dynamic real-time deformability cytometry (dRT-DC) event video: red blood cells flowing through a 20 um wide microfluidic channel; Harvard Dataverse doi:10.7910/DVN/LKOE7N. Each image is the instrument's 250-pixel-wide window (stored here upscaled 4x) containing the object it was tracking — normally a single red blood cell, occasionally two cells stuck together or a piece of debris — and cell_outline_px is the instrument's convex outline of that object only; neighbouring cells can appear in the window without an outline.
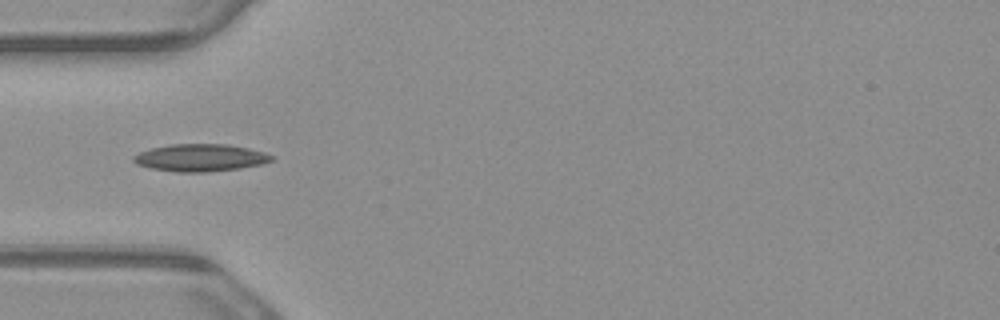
{"species": "common noctule bat (a hibernating species)", "species_latin": "Nyctalus noctula", "temperature_condition": "warm", "stored_images_in_passage": 6, "camera_frame_rate_fps": 3000, "um_per_image_px": 0.085, "animal": {"sex": "male", "body_mass_g": 23.1, "forearm_length_mm": 52.7}, "frame": {"image": 1, "passage_image": 5, "time_ms": 1.333, "image_size_px": [1000, 320], "cell_outline_px": [[272, 160], [260, 164], [240, 168], [208, 172], [176, 172], [152, 168], [136, 164], [132, 160], [132, 156], [140, 152], [152, 148], [172, 144], [224, 144], [248, 148], [264, 152], [272, 156]], "centroid_in_image_um": [16.99, 13.41], "position_along_channel_um": 68.0, "area_um2": 21.79}}
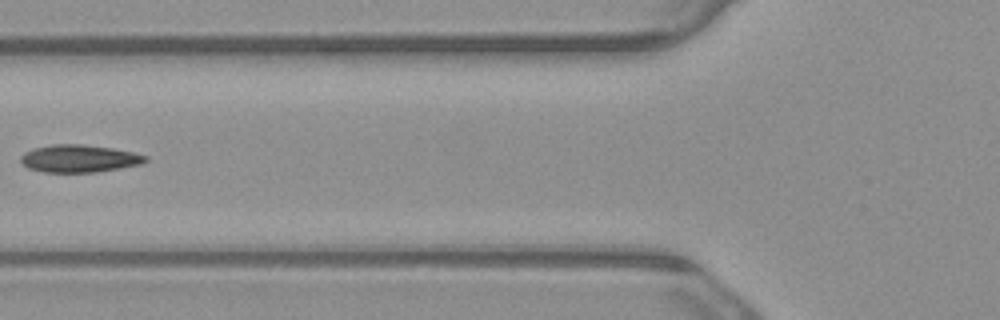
{"frame": {"image": 2, "passage_image": 6, "time_ms": 1.667, "image_size_px": [1000, 320], "cell_outline_px": [[148, 160], [140, 164], [120, 168], [96, 172], [44, 172], [28, 168], [20, 160], [20, 156], [24, 152], [32, 148], [52, 144], [84, 144], [112, 148], [132, 152], [148, 156]], "centroid_in_image_um": [6.71, 13.47], "position_along_channel_um": 119.1, "area_um2": 20.06}}